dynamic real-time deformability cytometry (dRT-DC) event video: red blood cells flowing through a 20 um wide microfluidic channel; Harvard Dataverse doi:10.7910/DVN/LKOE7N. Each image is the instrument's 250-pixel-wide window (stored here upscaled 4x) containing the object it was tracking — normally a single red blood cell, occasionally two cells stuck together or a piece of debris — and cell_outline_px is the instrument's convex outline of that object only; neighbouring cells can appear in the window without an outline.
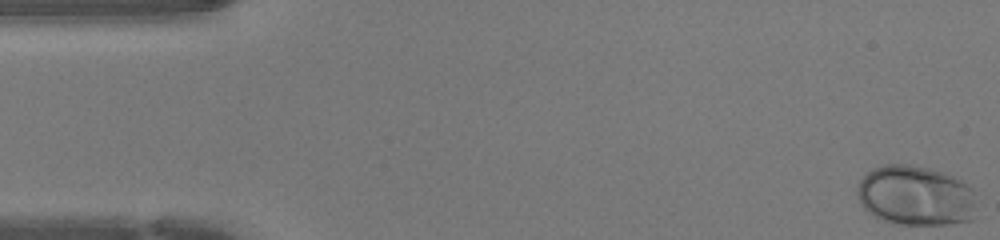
{"species": "human", "species_latin": "Homo sapiens", "temperature_condition": "warm", "stored_images_in_passage": 47, "camera_frame_rate_fps": 3000, "um_per_image_px": 0.085, "donor": {"sex": "female"}, "frame": {"image": 1, "passage_image": 1, "time_ms": 0.0, "image_size_px": [1000, 240], "cell_outline_px": [[972, 220], [944, 224], [904, 224], [884, 220], [872, 216], [860, 204], [856, 192], [856, 188], [860, 180], [872, 168], [880, 164], [908, 164], [928, 168], [952, 176], [968, 184], [972, 188]], "centroid_in_image_um": [77.74, 16.61], "position_along_channel_um": 7.3, "area_um2": 41.38}}
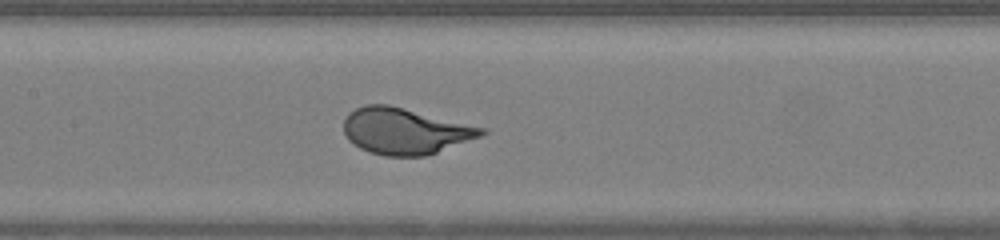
{"frame": {"image": 2, "passage_image": 22, "time_ms": 7.0, "image_size_px": [1000, 240], "cell_outline_px": [[488, 132], [480, 136], [436, 152], [424, 156], [384, 156], [368, 152], [360, 148], [348, 140], [344, 132], [344, 120], [348, 112], [364, 104], [388, 104], [488, 128]], "centroid_in_image_um": [34.41, 11.13], "position_along_channel_um": 173.0, "area_um2": 37.17}}
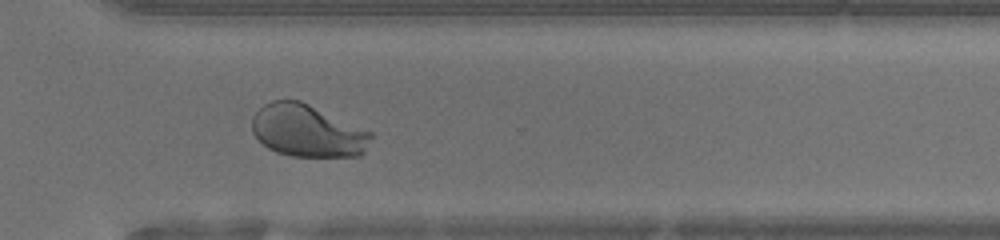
{"frame": {"image": 3, "passage_image": 34, "time_ms": 11.0, "image_size_px": [1000, 240], "cell_outline_px": [[372, 136], [364, 152], [360, 156], [292, 156], [276, 152], [268, 148], [252, 132], [252, 116], [264, 104], [272, 100], [300, 100], [372, 132]], "centroid_in_image_um": [26.12, 11.12], "position_along_channel_um": 344.5, "area_um2": 36.07}, "authors_computed_cell_mechanics": {"area_um2": 37.6856, "velocity_mm_per_s": 4.2889, "shape_relaxation_time_tau1_ms": 2.7417, "shape_relaxation_time_tau2_ms": null, "deformation_change_tau1": 0.1873, "deformation_change_tau2": null}}